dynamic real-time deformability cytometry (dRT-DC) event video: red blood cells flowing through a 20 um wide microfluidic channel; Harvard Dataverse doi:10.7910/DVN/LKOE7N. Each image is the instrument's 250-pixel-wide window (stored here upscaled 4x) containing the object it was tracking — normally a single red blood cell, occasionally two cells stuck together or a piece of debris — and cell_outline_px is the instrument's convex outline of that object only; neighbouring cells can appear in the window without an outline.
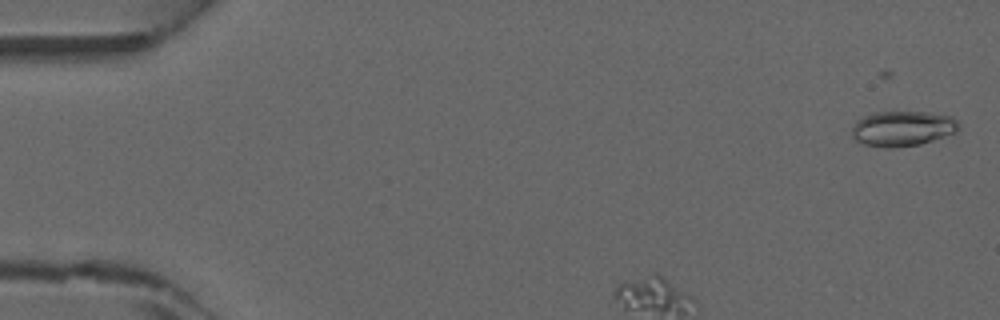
{"species": "common noctule bat (a hibernating species)", "species_latin": "Nyctalus noctula", "temperature_condition": "warm", "stored_images_in_passage": 43, "camera_frame_rate_fps": 3000, "um_per_image_px": 0.085, "animal": {"sex": "male", "forearm_length_mm": 52.5}, "frame": {"image": 1, "passage_image": 3, "time_ms": 0.667, "image_size_px": [1000, 320], "cell_outline_px": [[960, 128], [956, 132], [920, 144], [896, 148], [884, 148], [864, 144], [852, 140], [852, 128], [856, 120], [872, 112], [924, 112], [952, 116], [960, 124]], "centroid_in_image_um": [76.68, 10.93], "position_along_channel_um": 8.3, "area_um2": 22.14}}
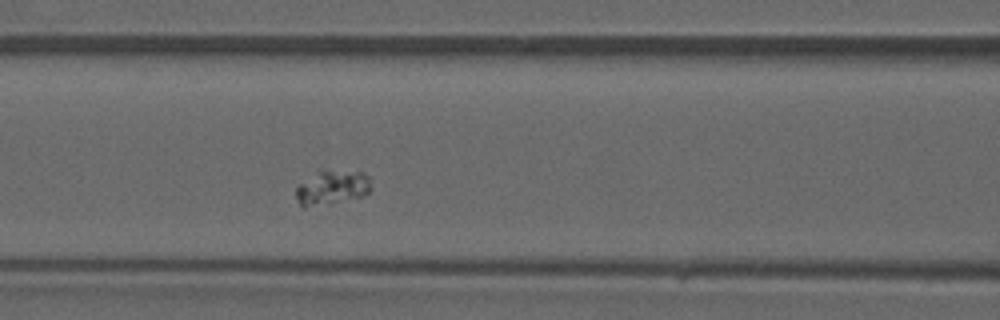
{"frame": {"image": 2, "passage_image": 15, "time_ms": 4.667, "image_size_px": [1000, 320], "cell_outline_px": [[372, 188], [368, 192], [360, 196], [332, 204], [304, 208], [296, 200], [296, 188], [300, 184], [320, 172], [360, 172], [368, 176]], "centroid_in_image_um": [28.22, 16.01], "position_along_channel_um": 138.4, "area_um2": 14.51}}
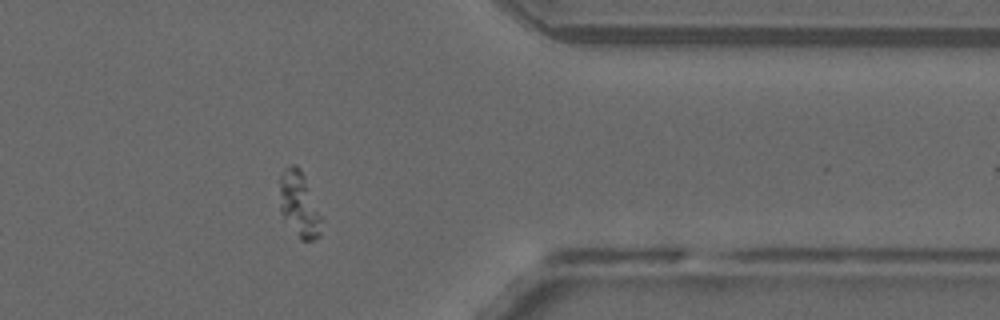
{"frame": {"image": 3, "passage_image": 33, "time_ms": 10.667, "image_size_px": [1000, 320], "cell_outline_px": [[324, 220], [320, 236], [312, 240], [300, 240], [284, 216], [280, 208], [280, 176], [292, 164], [296, 164], [300, 168], [304, 176]], "centroid_in_image_um": [25.48, 17.4], "position_along_channel_um": 385.9, "area_um2": 15.78}}